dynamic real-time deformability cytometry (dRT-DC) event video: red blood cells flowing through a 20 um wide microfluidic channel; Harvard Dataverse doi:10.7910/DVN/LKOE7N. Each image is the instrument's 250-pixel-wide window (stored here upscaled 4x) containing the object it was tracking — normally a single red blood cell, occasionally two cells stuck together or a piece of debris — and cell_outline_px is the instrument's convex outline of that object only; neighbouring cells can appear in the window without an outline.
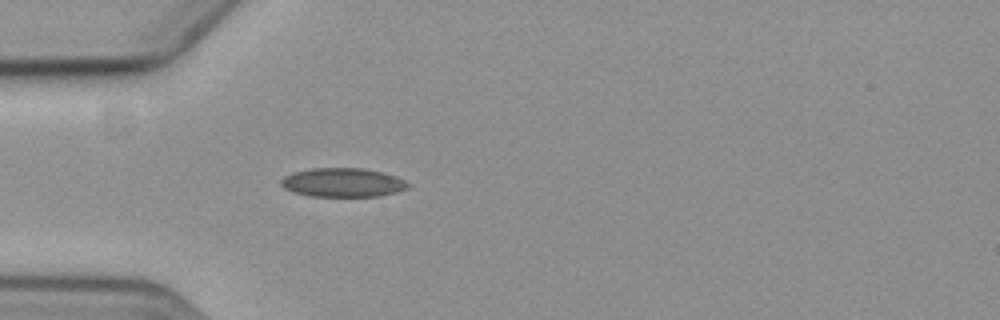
{"species": "common noctule bat (a hibernating species)", "species_latin": "Nyctalus noctula", "temperature_condition": "cold", "stored_images_in_passage": 5, "camera_frame_rate_fps": 3000, "um_per_image_px": 0.085, "animal": {"sex": "female", "body_mass_g": 19.3, "forearm_length_mm": 54.1}, "frame": {"image": 1, "passage_image": 5, "time_ms": 4.667, "image_size_px": [1000, 320], "cell_outline_px": [[408, 188], [396, 192], [380, 196], [308, 196], [292, 192], [284, 188], [280, 184], [280, 180], [284, 176], [296, 172], [312, 168], [364, 168], [396, 176], [404, 180], [408, 184]], "centroid_in_image_um": [29.11, 15.52], "position_along_channel_um": 55.9, "area_um2": 21.33}}